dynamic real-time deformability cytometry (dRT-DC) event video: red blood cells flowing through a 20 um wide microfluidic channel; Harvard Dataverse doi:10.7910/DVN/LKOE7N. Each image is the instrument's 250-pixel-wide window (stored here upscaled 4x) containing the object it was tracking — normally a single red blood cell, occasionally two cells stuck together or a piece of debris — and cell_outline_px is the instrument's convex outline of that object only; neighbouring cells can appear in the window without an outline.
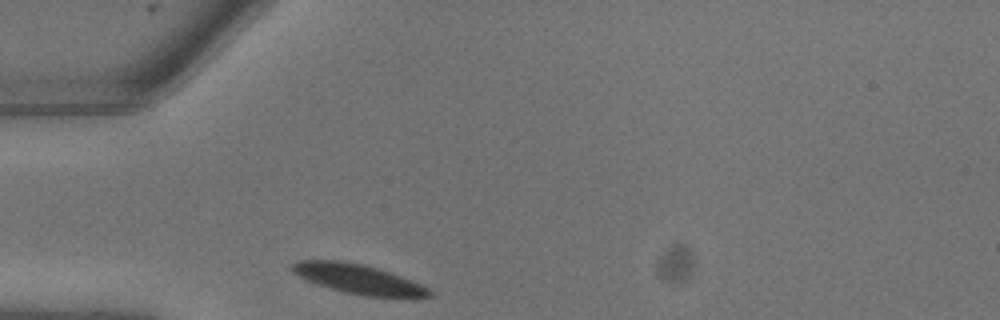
{"species": "common noctule bat (a hibernating species)", "species_latin": "Nyctalus noctula", "temperature_condition": "warm", "stored_images_in_passage": 3, "camera_frame_rate_fps": 3000, "um_per_image_px": 0.085, "animal": {"sex": "male", "body_mass_g": 13.3}, "frame": {"image": 1, "passage_image": 1, "time_ms": 0.0, "image_size_px": [1000, 320], "cell_outline_px": [[432, 296], [416, 300], [412, 300], [364, 296], [344, 292], [316, 284], [292, 272], [292, 264], [300, 260], [340, 260], [360, 264], [376, 268], [400, 276], [420, 284], [428, 288], [432, 292]], "centroid_in_image_um": [30.57, 23.77], "position_along_channel_um": 54.4, "area_um2": 23.99}}